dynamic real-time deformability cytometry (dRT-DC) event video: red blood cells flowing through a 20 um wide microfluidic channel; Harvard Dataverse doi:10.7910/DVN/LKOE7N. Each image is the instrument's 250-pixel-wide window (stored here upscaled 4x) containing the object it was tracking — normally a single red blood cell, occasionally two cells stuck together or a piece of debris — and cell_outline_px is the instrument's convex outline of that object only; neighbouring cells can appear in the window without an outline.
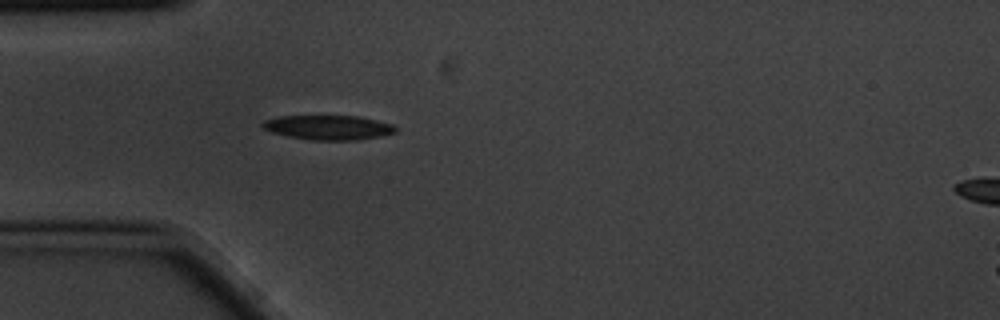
{"species": "common noctule bat (a hibernating species)", "species_latin": "Nyctalus noctula", "temperature_condition": "cold", "stored_images_in_passage": 4, "camera_frame_rate_fps": 3000, "um_per_image_px": 0.085, "animal": {"sex": "male", "body_mass_g": 20.1, "forearm_length_mm": 53.5}, "frame": {"image": 1, "passage_image": 4, "time_ms": 1.0, "image_size_px": [1000, 320], "cell_outline_px": [[396, 132], [380, 136], [356, 140], [312, 140], [288, 136], [272, 132], [264, 128], [260, 124], [264, 120], [276, 116], [360, 116], [392, 124], [396, 128]], "centroid_in_image_um": [27.89, 10.83], "position_along_channel_um": 57.1, "area_um2": 18.96}}